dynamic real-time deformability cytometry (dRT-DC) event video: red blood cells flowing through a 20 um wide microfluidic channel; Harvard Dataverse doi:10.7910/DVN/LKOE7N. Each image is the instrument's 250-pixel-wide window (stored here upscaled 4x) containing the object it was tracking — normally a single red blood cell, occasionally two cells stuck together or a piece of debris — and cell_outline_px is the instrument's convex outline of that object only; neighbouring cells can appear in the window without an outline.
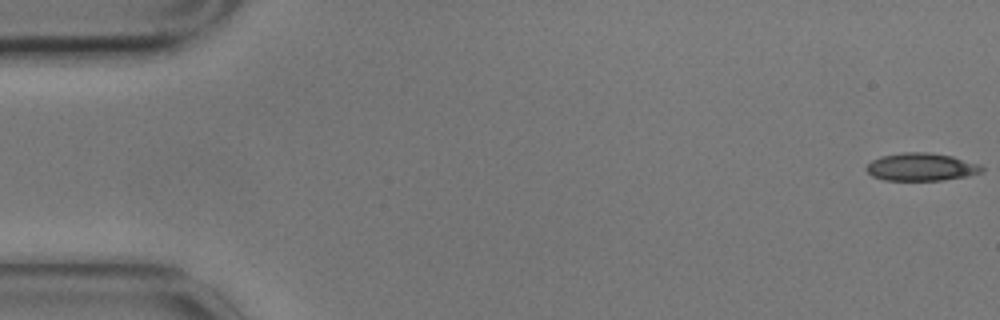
{"species": "common noctule bat (a hibernating species)", "species_latin": "Nyctalus noctula", "temperature_condition": "cold", "stored_images_in_passage": 5, "camera_frame_rate_fps": 3000, "um_per_image_px": 0.085, "animal": {"sex": "male", "body_mass_g": 17.9}, "frame": {"image": 1, "passage_image": 1, "time_ms": 0.0, "image_size_px": [1000, 320], "cell_outline_px": [[984, 172], [968, 176], [944, 180], [884, 180], [872, 176], [864, 168], [872, 160], [880, 156], [904, 152], [928, 152], [952, 156], [980, 164], [984, 168]], "centroid_in_image_um": [78.32, 14.19], "position_along_channel_um": 6.7, "area_um2": 18.84}}
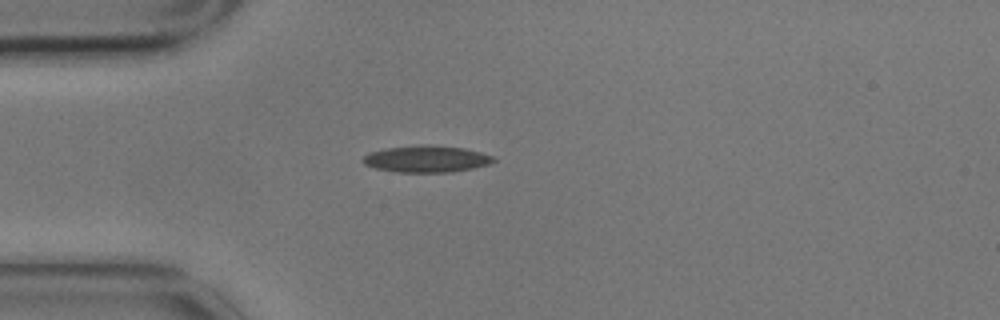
{"frame": {"image": 2, "passage_image": 5, "time_ms": 1.333, "image_size_px": [1000, 320], "cell_outline_px": [[496, 160], [488, 164], [472, 168], [452, 172], [396, 172], [376, 168], [364, 164], [360, 160], [368, 152], [388, 148], [420, 144], [428, 144], [464, 148], [480, 152], [492, 156]], "centroid_in_image_um": [36.21, 13.5], "position_along_channel_um": 48.8, "area_um2": 20.35}}